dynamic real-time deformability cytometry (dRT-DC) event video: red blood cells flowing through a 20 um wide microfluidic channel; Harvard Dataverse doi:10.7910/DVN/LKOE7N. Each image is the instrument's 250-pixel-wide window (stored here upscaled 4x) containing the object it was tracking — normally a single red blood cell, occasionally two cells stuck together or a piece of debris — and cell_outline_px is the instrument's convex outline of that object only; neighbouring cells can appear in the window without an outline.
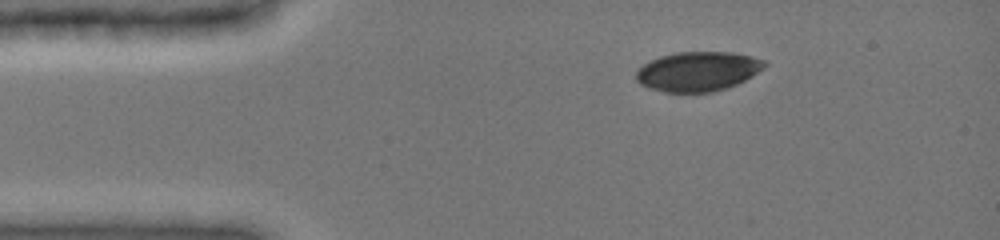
{"species": "common noctule bat (a hibernating species)", "species_latin": "Nyctalus noctula", "temperature_condition": "cold", "stored_images_in_passage": 17, "camera_frame_rate_fps": 3000, "um_per_image_px": 0.085, "animal": {"sex": "female", "body_mass_g": 19.0, "forearm_length_mm": 51.5}, "frame": {"image": 1, "passage_image": 1, "time_ms": 0.0, "image_size_px": [1000, 240], "cell_outline_px": [[768, 64], [764, 68], [752, 76], [736, 84], [712, 92], [664, 92], [648, 88], [640, 84], [636, 80], [636, 72], [648, 60], [660, 56], [676, 52], [732, 52], [752, 56], [764, 60]], "centroid_in_image_um": [59.31, 6.06], "position_along_channel_um": 25.7, "area_um2": 29.65}}
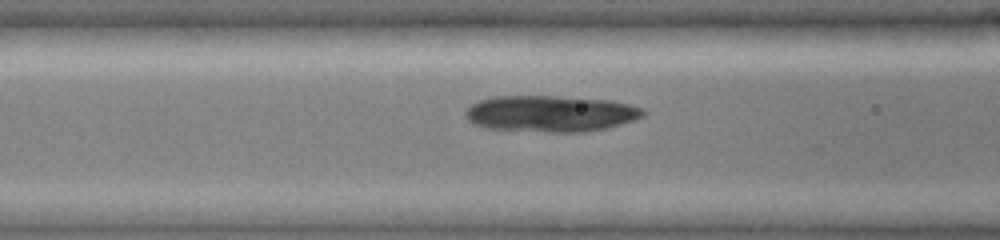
{"frame": {"image": 2, "passage_image": 11, "time_ms": 3.667, "image_size_px": [1000, 240], "cell_outline_px": [[648, 112], [644, 116], [620, 124], [604, 128], [584, 132], [552, 132], [484, 128], [472, 124], [464, 116], [464, 112], [472, 104], [480, 100], [496, 96], [552, 96], [612, 100], [628, 104], [640, 108]], "centroid_in_image_um": [46.77, 9.66], "position_along_channel_um": 119.8, "area_um2": 37.57}}
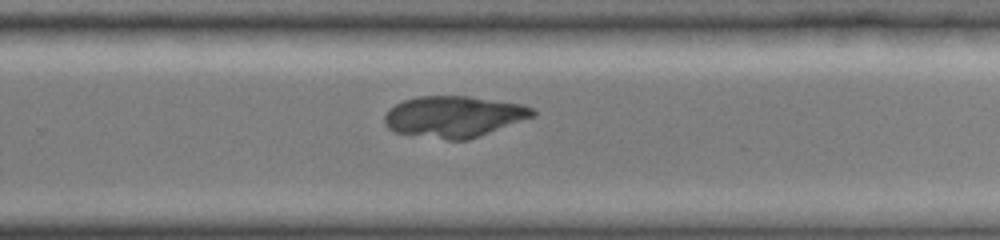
{"frame": {"image": 3, "passage_image": 17, "time_ms": 8.0, "image_size_px": [1000, 240], "cell_outline_px": [[536, 116], [468, 140], [448, 140], [396, 132], [388, 128], [384, 124], [384, 116], [396, 104], [404, 100], [416, 96], [468, 96], [524, 104], [532, 108], [536, 112]], "centroid_in_image_um": [38.62, 9.9], "position_along_channel_um": 291.2, "area_um2": 35.6}}